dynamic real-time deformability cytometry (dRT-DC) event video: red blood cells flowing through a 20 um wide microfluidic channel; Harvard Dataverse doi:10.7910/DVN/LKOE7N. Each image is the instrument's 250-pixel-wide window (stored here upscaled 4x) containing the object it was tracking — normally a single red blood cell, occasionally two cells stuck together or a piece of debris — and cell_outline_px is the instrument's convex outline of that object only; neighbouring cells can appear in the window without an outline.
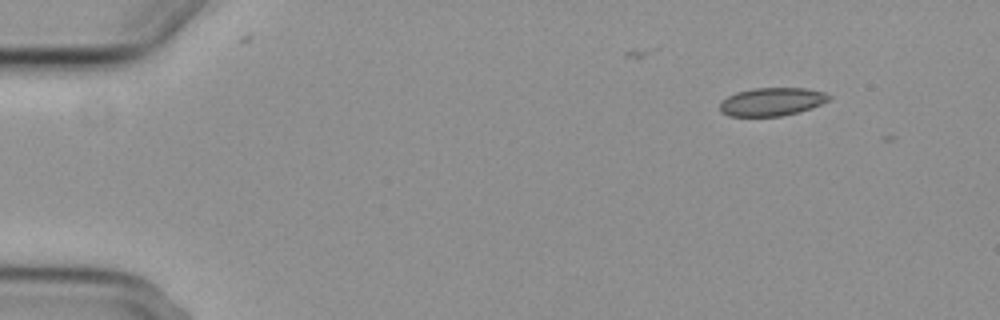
{"species": "common noctule bat (a hibernating species)", "species_latin": "Nyctalus noctula", "temperature_condition": "cold", "stored_images_in_passage": 5, "camera_frame_rate_fps": 3000, "um_per_image_px": 0.085, "animal": {"sex": "female", "body_mass_g": 29.2, "forearm_length_mm": 56.3}, "frame": {"image": 1, "passage_image": 1, "time_ms": 0.0, "image_size_px": [1000, 320], "cell_outline_px": [[832, 96], [828, 100], [812, 108], [780, 116], [728, 116], [720, 112], [720, 104], [728, 96], [736, 92], [752, 88], [804, 88], [824, 92]], "centroid_in_image_um": [65.59, 8.64], "position_along_channel_um": 19.4, "area_um2": 17.8}}
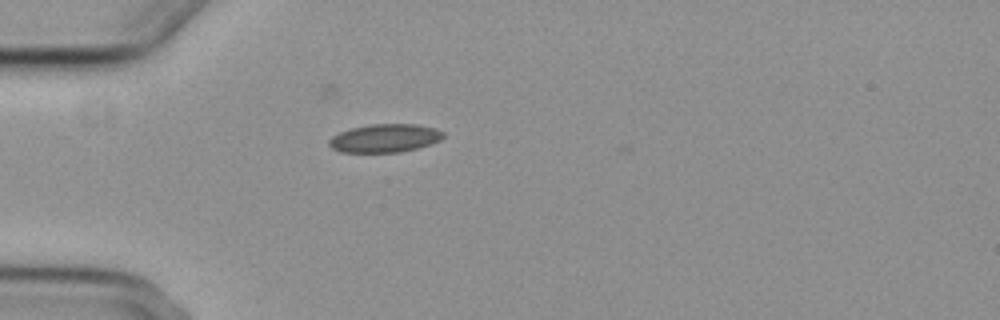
{"frame": {"image": 2, "passage_image": 3, "time_ms": 3.333, "image_size_px": [1000, 320], "cell_outline_px": [[444, 136], [440, 140], [416, 148], [400, 152], [340, 152], [332, 148], [328, 144], [328, 140], [332, 136], [340, 132], [352, 128], [372, 124], [416, 124], [436, 128], [444, 132]], "centroid_in_image_um": [32.7, 11.74], "position_along_channel_um": 52.3, "area_um2": 18.73}}